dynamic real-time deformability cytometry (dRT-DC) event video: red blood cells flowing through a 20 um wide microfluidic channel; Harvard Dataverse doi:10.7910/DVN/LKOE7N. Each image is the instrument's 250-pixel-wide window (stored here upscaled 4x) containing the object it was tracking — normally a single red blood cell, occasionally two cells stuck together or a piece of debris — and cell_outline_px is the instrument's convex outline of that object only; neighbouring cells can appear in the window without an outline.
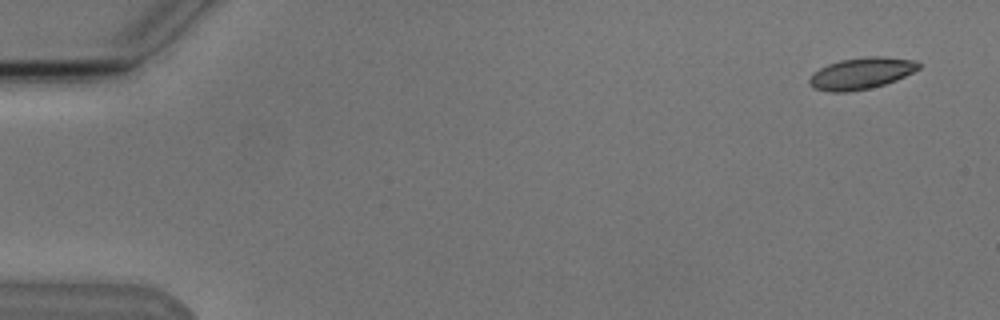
{"species": "Egyptian fruit bat (a non-hibernating species)", "species_latin": "Rousettus aegyptiacus", "temperature_condition": "cold", "stored_images_in_passage": 5, "camera_frame_rate_fps": 3000, "um_per_image_px": 0.085, "animal": {"sex": "male"}, "frame": {"image": 1, "passage_image": 1, "time_ms": 0.0, "image_size_px": [1000, 320], "cell_outline_px": [[920, 68], [896, 80], [884, 84], [868, 88], [848, 92], [832, 92], [816, 88], [808, 84], [808, 80], [820, 68], [828, 64], [840, 60], [868, 56], [880, 56], [916, 60], [920, 64]], "centroid_in_image_um": [73.22, 6.22], "position_along_channel_um": 11.8, "area_um2": 19.83}}
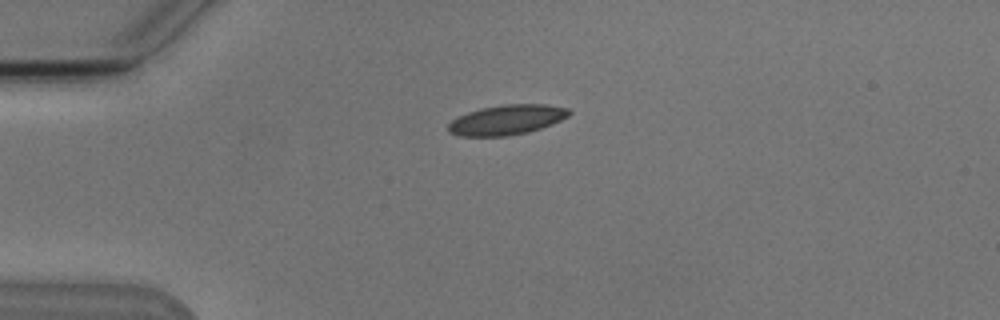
{"frame": {"image": 2, "passage_image": 4, "time_ms": 3.667, "image_size_px": [1000, 320], "cell_outline_px": [[572, 112], [568, 116], [552, 124], [528, 132], [508, 136], [460, 136], [448, 132], [448, 124], [452, 120], [468, 112], [480, 108], [504, 104], [544, 104], [568, 108]], "centroid_in_image_um": [43.07, 10.18], "position_along_channel_um": 41.9, "area_um2": 21.04}}